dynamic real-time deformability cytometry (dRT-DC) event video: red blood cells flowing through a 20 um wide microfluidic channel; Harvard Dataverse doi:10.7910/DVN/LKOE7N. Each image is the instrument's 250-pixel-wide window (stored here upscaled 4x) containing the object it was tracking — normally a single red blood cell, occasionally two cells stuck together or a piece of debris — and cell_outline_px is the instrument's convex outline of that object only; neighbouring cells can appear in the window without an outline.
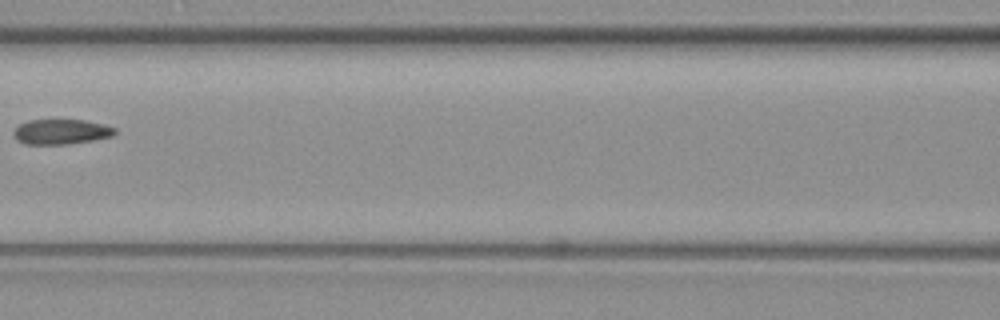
{"species": "common noctule bat (a hibernating species)", "species_latin": "Nyctalus noctula", "temperature_condition": "warm", "stored_images_in_passage": 6, "camera_frame_rate_fps": 3000, "um_per_image_px": 0.085, "animal": {"sex": "female", "body_mass_g": 19.3, "forearm_length_mm": 54.1}, "frame": {"image": 1, "passage_image": 6, "time_ms": 1.667, "image_size_px": [1000, 320], "cell_outline_px": [[116, 132], [112, 136], [92, 140], [68, 144], [24, 144], [16, 140], [12, 136], [12, 132], [20, 124], [28, 120], [84, 120], [104, 124], [116, 128]], "centroid_in_image_um": [5.17, 11.2], "position_along_channel_um": 161.4, "area_um2": 14.85}}